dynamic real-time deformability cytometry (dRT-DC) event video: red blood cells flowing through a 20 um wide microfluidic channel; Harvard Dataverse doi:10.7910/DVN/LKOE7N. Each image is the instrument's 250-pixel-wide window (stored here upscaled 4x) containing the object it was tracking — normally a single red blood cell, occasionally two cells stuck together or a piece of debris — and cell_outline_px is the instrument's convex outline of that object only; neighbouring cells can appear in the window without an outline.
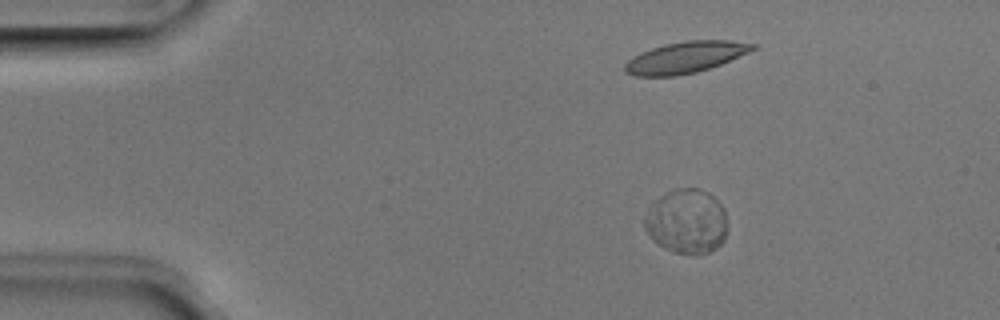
{"species": "Egyptian fruit bat (a non-hibernating species)", "species_latin": "Rousettus aegyptiacus", "temperature_condition": "room temperature", "stored_images_in_passage": 44, "camera_frame_rate_fps": 3000, "um_per_image_px": 0.085, "animal": {"sex": "male"}, "frame": {"image": 1, "passage_image": 1, "time_ms": 0.0, "image_size_px": [1000, 320], "cell_outline_px": [[728, 224], [724, 240], [716, 248], [708, 252], [696, 256], [692, 256], [676, 252], [664, 248], [656, 244], [648, 236], [644, 228], [644, 216], [652, 204], [660, 196], [672, 188], [700, 188], [716, 196], [724, 208]], "centroid_in_image_um": [58.38, 18.82], "position_along_channel_um": 26.6, "area_um2": 32.02}}